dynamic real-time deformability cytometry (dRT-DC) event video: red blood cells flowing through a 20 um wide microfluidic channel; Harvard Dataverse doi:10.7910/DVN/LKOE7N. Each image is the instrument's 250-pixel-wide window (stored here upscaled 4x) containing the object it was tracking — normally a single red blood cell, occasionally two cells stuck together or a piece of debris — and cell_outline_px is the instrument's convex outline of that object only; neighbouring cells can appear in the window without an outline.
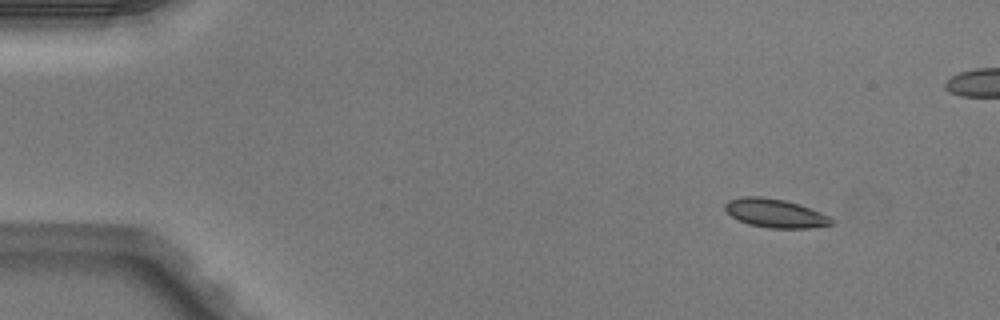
{"species": "Egyptian fruit bat (a non-hibernating species)", "species_latin": "Rousettus aegyptiacus", "temperature_condition": "warm", "stored_images_in_passage": 5, "camera_frame_rate_fps": 3000, "um_per_image_px": 0.085, "animal": {"sex": "male"}, "frame": {"image": 1, "passage_image": 1, "time_ms": 0.0, "image_size_px": [1000, 320], "cell_outline_px": [[836, 220], [832, 224], [808, 228], [768, 228], [748, 224], [732, 216], [724, 208], [724, 204], [728, 200], [744, 196], [760, 196], [784, 200], [800, 204], [820, 212]], "centroid_in_image_um": [65.9, 18.12], "position_along_channel_um": 19.1, "area_um2": 17.74}}